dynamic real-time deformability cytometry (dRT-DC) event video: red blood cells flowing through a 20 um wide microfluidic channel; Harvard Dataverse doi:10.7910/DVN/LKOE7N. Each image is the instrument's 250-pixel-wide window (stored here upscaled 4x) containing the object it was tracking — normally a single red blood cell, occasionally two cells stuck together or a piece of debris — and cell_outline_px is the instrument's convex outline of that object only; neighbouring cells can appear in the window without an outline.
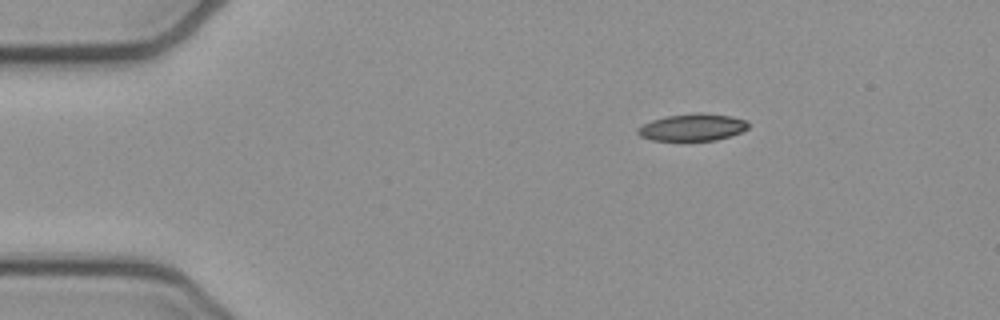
{"species": "common noctule bat (a hibernating species)", "species_latin": "Nyctalus noctula", "temperature_condition": "cold", "stored_images_in_passage": 44, "camera_frame_rate_fps": 3000, "um_per_image_px": 0.085, "animal": {"sex": "female", "body_mass_g": 21.9}, "frame": {"image": 1, "passage_image": 1, "time_ms": 0.0, "image_size_px": [1000, 320], "cell_outline_px": [[748, 128], [740, 132], [716, 140], [652, 140], [640, 136], [636, 132], [636, 128], [652, 120], [668, 116], [700, 112], [732, 116], [744, 120], [748, 124]], "centroid_in_image_um": [58.84, 10.81], "position_along_channel_um": 26.2, "area_um2": 17.22}}
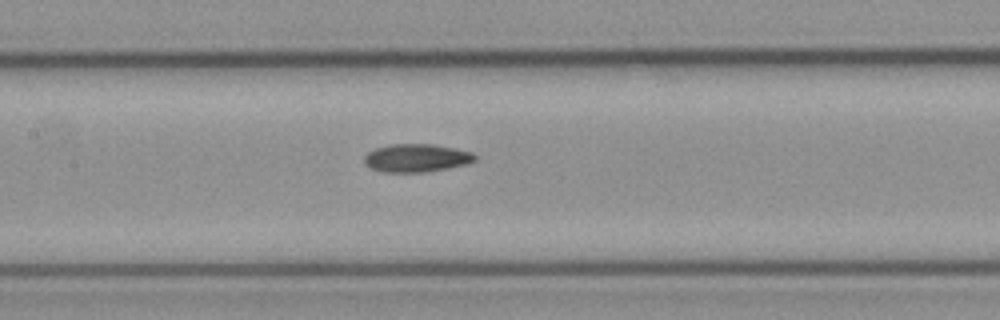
{"frame": {"image": 2, "passage_image": 17, "time_ms": 5.333, "image_size_px": [1000, 320], "cell_outline_px": [[476, 160], [464, 164], [448, 168], [424, 172], [380, 172], [364, 164], [364, 156], [368, 152], [376, 148], [388, 144], [432, 144], [472, 152], [476, 156]], "centroid_in_image_um": [35.35, 13.43], "position_along_channel_um": 172.0, "area_um2": 18.03}}
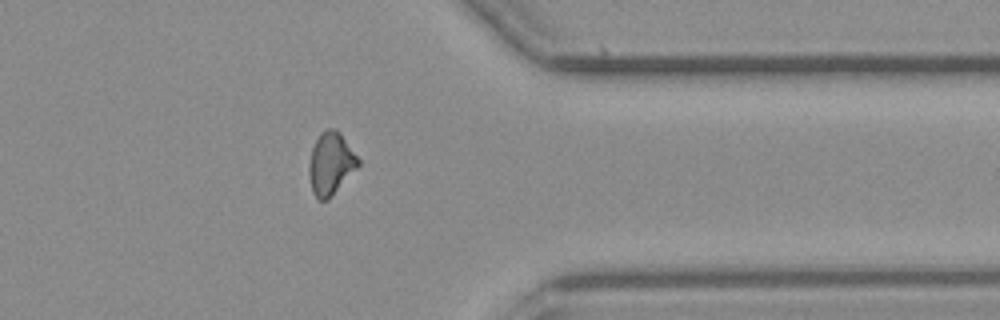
{"frame": {"image": 3, "passage_image": 34, "time_ms": 11.0, "image_size_px": [1000, 320], "cell_outline_px": [[360, 164], [328, 200], [320, 200], [312, 192], [308, 176], [308, 168], [312, 148], [320, 132], [324, 128], [336, 128], [340, 132], [360, 160]], "centroid_in_image_um": [28.1, 13.88], "position_along_channel_um": 383.3, "area_um2": 17.92}, "authors_computed_cell_mechanics": {"area_um2": 17.7446, "velocity_mm_per_s": 3.9326, "shape_relaxation_time_tau1_ms": null, "shape_relaxation_time_tau2_ms": 3.4444, "deformation_change_tau1": null, "deformation_change_tau2": 0.1109}}